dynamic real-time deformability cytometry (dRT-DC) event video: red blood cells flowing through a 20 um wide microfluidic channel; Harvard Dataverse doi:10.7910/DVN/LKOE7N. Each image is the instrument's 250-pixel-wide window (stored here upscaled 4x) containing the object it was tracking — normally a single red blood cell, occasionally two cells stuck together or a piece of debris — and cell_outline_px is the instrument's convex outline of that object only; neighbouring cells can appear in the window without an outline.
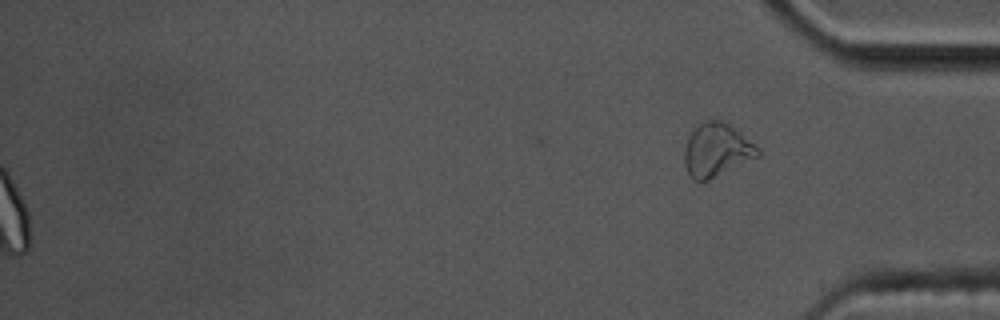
{"species": "common noctule bat (a hibernating species)", "species_latin": "Nyctalus noctula", "temperature_condition": "cold", "stored_images_in_passage": 57, "segment_of_instrument_passage": [2, 2], "camera_frame_rate_fps": 3000, "um_per_image_px": 0.085, "animal": {"sex": "male", "body_mass_g": 17.5, "forearm_length_mm": 52.3}, "frame": {"image": 1, "passage_image": 57, "time_ms": 18.667, "image_size_px": [1000, 320], "cell_outline_px": [[760, 156], [708, 180], [692, 180], [688, 172], [684, 160], [684, 152], [688, 136], [704, 120], [720, 120], [728, 124], [760, 148]], "centroid_in_image_um": [60.92, 12.76], "position_along_channel_um": 374.3, "area_um2": 22.48}}